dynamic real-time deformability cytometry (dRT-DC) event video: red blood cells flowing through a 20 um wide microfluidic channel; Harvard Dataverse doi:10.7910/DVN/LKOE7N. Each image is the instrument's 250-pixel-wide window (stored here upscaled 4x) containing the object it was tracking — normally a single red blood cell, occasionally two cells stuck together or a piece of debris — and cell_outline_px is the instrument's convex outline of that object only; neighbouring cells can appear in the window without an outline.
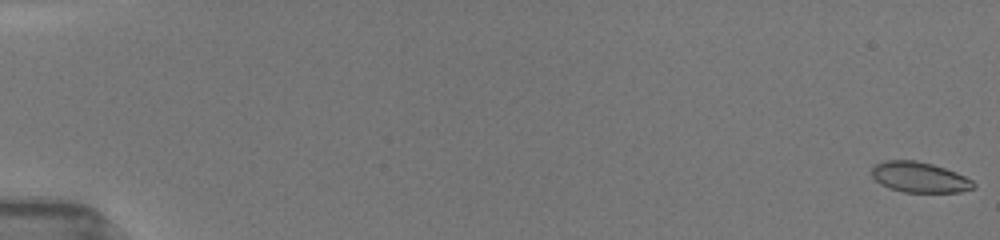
{"species": "common noctule bat (a hibernating species)", "species_latin": "Nyctalus noctula", "temperature_condition": "room temperature", "stored_images_in_passage": 35, "camera_frame_rate_fps": 3000, "um_per_image_px": 0.085, "animal": {"sex": "female", "body_mass_g": 19.5, "forearm_length_mm": 54.1}, "frame": {"image": 1, "passage_image": 1, "time_ms": 0.0, "image_size_px": [1000, 240], "cell_outline_px": [[976, 188], [960, 192], [904, 192], [888, 188], [880, 184], [872, 176], [872, 164], [884, 160], [916, 160], [932, 164], [956, 172], [972, 180], [976, 184]], "centroid_in_image_um": [78.14, 15.06], "position_along_channel_um": 6.9, "area_um2": 18.26}}
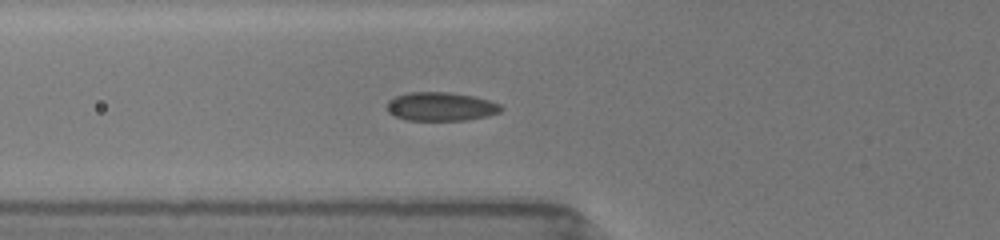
{"frame": {"image": 2, "passage_image": 25, "time_ms": 6.667, "image_size_px": [1000, 240], "cell_outline_px": [[504, 108], [500, 112], [488, 116], [468, 120], [404, 120], [388, 112], [384, 108], [388, 100], [396, 96], [408, 92], [452, 92], [476, 96], [500, 104]], "centroid_in_image_um": [37.46, 9.05], "position_along_channel_um": 88.3, "area_um2": 19.42}}
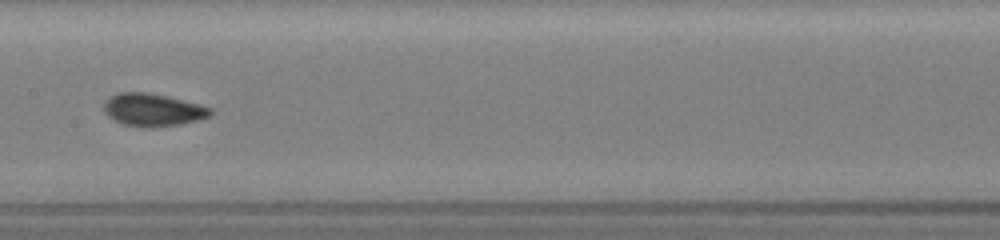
{"frame": {"image": 3, "passage_image": 34, "time_ms": 9.333, "image_size_px": [1000, 240], "cell_outline_px": [[212, 116], [200, 120], [180, 124], [148, 128], [144, 128], [124, 124], [108, 116], [104, 112], [104, 100], [108, 96], [120, 92], [148, 92], [168, 96], [200, 104], [212, 108]], "centroid_in_image_um": [13.01, 9.33], "position_along_channel_um": 194.4, "area_um2": 20.58}}